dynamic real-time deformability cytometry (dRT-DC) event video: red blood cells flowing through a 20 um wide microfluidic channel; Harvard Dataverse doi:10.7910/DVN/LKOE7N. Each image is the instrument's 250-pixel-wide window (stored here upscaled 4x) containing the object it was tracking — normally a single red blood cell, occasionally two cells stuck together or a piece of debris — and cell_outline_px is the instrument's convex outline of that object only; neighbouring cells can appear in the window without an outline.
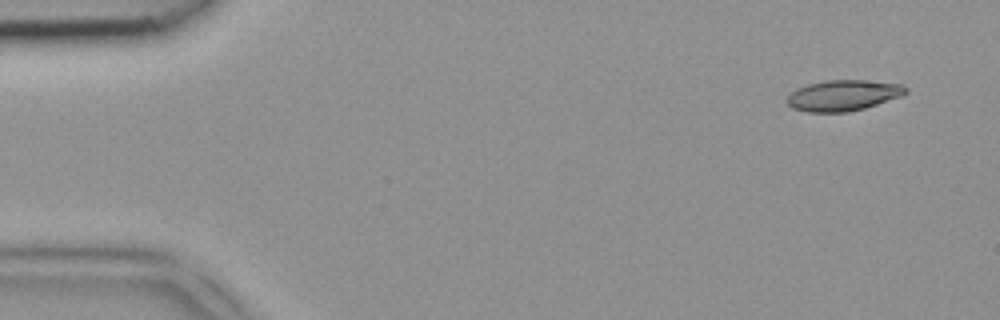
{"species": "common noctule bat (a hibernating species)", "species_latin": "Nyctalus noctula", "temperature_condition": "room temperature", "stored_images_in_passage": 3, "segment_of_instrument_passage": [2, 2], "camera_frame_rate_fps": 3000, "um_per_image_px": 0.085, "animal": {"sex": "female", "body_mass_g": 18.4}, "frame": {"image": 1, "passage_image": 3, "time_ms": 0.667, "image_size_px": [1000, 320], "cell_outline_px": [[908, 92], [900, 96], [864, 108], [848, 112], [808, 112], [792, 108], [788, 104], [788, 96], [796, 88], [808, 84], [824, 80], [864, 80], [904, 84], [908, 88]], "centroid_in_image_um": [71.68, 8.1], "position_along_channel_um": 13.3, "area_um2": 21.27}}